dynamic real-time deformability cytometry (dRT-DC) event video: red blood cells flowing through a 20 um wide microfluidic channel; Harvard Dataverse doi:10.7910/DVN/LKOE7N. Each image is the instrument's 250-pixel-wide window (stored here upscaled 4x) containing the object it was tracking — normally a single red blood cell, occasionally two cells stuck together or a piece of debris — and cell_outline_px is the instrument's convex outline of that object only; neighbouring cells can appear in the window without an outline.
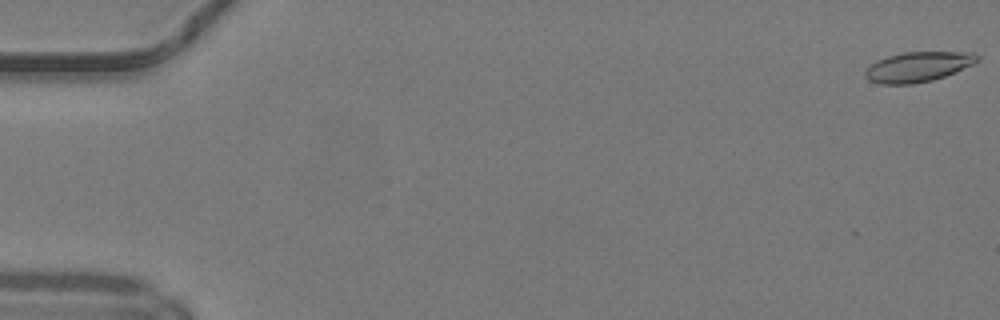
{"species": "common noctule bat (a hibernating species)", "species_latin": "Nyctalus noctula", "temperature_condition": "warm", "stored_images_in_passage": 12, "camera_frame_rate_fps": 3000, "um_per_image_px": 0.085, "animal": {"sex": "male", "body_mass_g": 19.2, "forearm_length_mm": 51.8}, "frame": {"image": 1, "passage_image": 1, "time_ms": 0.0, "image_size_px": [1000, 320], "cell_outline_px": [[980, 60], [972, 64], [944, 76], [932, 80], [912, 84], [880, 84], [868, 80], [864, 76], [864, 72], [876, 60], [888, 56], [904, 52], [976, 52], [980, 56]], "centroid_in_image_um": [78.03, 5.67], "position_along_channel_um": 7.0, "area_um2": 19.54}}